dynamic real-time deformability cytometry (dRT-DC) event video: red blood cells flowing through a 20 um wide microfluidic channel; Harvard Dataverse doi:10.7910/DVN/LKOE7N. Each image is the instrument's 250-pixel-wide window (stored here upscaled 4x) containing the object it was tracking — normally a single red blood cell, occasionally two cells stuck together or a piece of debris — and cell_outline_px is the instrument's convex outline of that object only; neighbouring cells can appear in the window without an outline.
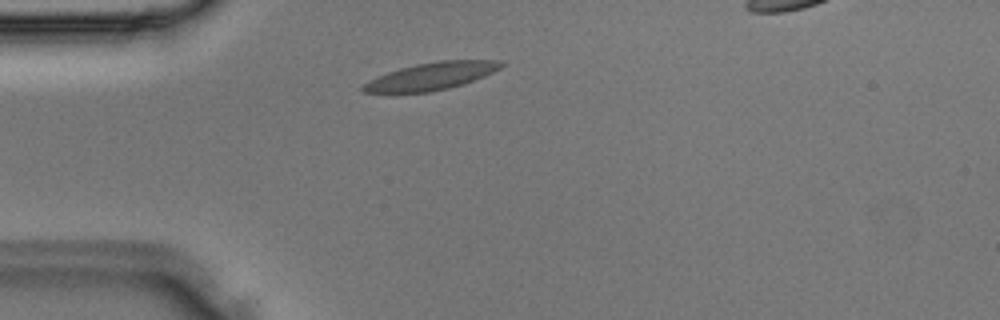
{"species": "Egyptian fruit bat (a non-hibernating species)", "species_latin": "Rousettus aegyptiacus", "temperature_condition": "room temperature", "stored_images_in_passage": 2, "camera_frame_rate_fps": 3000, "um_per_image_px": 0.085, "animal": {"sex": "male"}, "frame": {"image": 1, "passage_image": 1, "time_ms": 0.0, "image_size_px": [1000, 320], "cell_outline_px": [[504, 64], [500, 68], [484, 76], [448, 88], [428, 92], [364, 92], [360, 88], [368, 80], [388, 72], [400, 68], [416, 64], [440, 60], [500, 60]], "centroid_in_image_um": [36.65, 6.46], "position_along_channel_um": 48.4, "area_um2": 21.62}}